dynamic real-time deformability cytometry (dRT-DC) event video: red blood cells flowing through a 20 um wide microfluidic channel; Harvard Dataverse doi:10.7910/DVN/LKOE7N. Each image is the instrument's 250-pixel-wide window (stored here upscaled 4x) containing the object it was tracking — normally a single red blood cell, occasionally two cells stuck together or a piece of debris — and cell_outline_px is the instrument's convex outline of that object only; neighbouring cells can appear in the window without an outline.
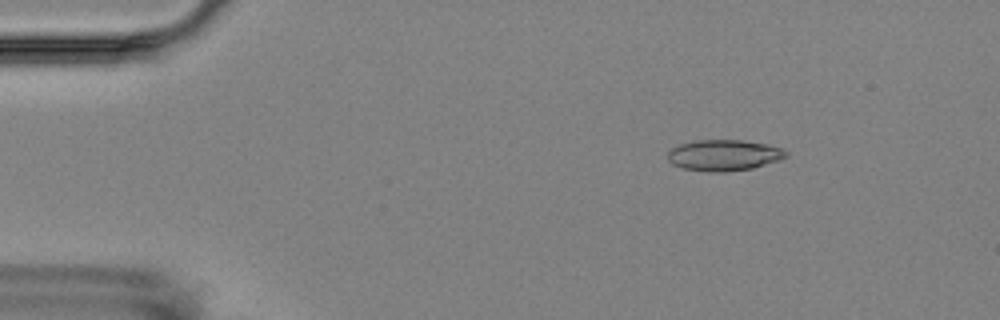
{"species": "Egyptian fruit bat (a non-hibernating species)", "species_latin": "Rousettus aegyptiacus", "temperature_condition": "room temperature", "stored_images_in_passage": 15, "camera_frame_rate_fps": 3000, "um_per_image_px": 0.085, "animal": {"sex": "female"}, "frame": {"image": 1, "passage_image": 2, "time_ms": 1.0, "image_size_px": [1000, 320], "cell_outline_px": [[788, 156], [752, 168], [724, 172], [708, 172], [684, 168], [672, 164], [668, 160], [668, 152], [672, 148], [680, 144], [692, 140], [744, 140], [768, 144], [784, 148], [788, 152]], "centroid_in_image_um": [61.53, 13.18], "position_along_channel_um": 23.5, "area_um2": 21.44}}
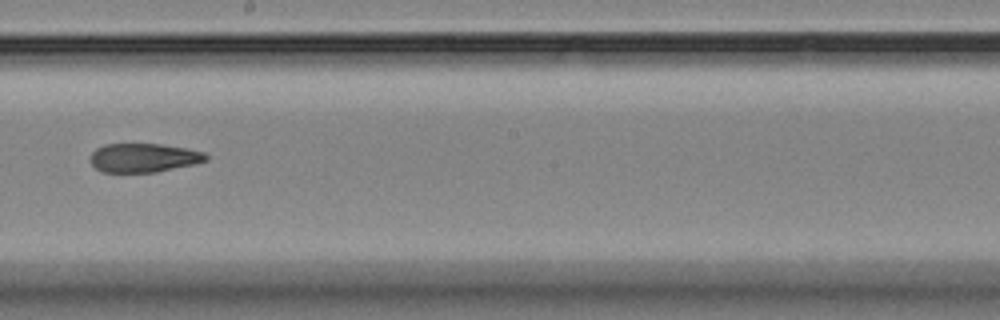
{"frame": {"image": 2, "passage_image": 9, "time_ms": 9.0, "image_size_px": [1000, 320], "cell_outline_px": [[208, 160], [192, 164], [156, 172], [100, 172], [92, 164], [92, 152], [96, 148], [104, 144], [160, 144], [184, 148], [204, 152], [208, 156]], "centroid_in_image_um": [12.2, 13.41], "position_along_channel_um": 236.0, "area_um2": 19.25}}
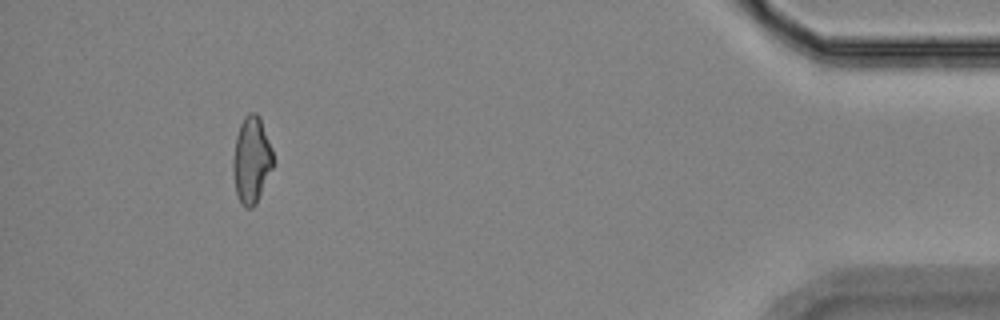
{"frame": {"image": 3, "passage_image": 14, "time_ms": 15.667, "image_size_px": [1000, 320], "cell_outline_px": [[272, 168], [256, 204], [252, 208], [244, 208], [236, 192], [232, 172], [232, 160], [236, 136], [240, 124], [244, 116], [248, 112], [256, 112], [260, 116], [272, 148]], "centroid_in_image_um": [21.36, 13.57], "position_along_channel_um": 413.8, "area_um2": 20.29}, "authors_computed_cell_mechanics": {"area_um2": 20.7502, "velocity_mm_per_s": 3.5696, "shape_relaxation_time_tau1_ms": null, "shape_relaxation_time_tau2_ms": 4.1792, "deformation_change_tau1": null, "deformation_change_tau2": 0.1239}}